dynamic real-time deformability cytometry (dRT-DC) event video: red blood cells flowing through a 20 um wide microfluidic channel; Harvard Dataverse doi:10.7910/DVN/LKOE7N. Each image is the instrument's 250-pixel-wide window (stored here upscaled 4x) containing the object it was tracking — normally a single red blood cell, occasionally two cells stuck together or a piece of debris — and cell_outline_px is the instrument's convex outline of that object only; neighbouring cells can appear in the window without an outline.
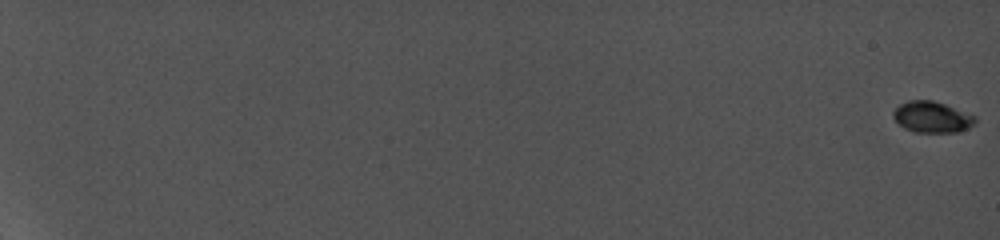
{"species": "common noctule bat (a hibernating species)", "species_latin": "Nyctalus noctula", "temperature_condition": "cold", "stored_images_in_passage": 54, "camera_frame_rate_fps": 5000, "um_per_image_px": 0.085, "animal": {"sex": "female", "body_mass_g": 19.0, "forearm_length_mm": 56.7}, "frame": {"image": 1, "passage_image": 1, "time_ms": 0.0, "image_size_px": [1000, 240], "cell_outline_px": [[976, 120], [968, 128], [956, 132], [916, 132], [904, 128], [892, 116], [892, 112], [900, 104], [908, 100], [932, 100], [944, 104], [976, 116]], "centroid_in_image_um": [79.2, 9.94], "position_along_channel_um": 5.8, "area_um2": 14.68}}
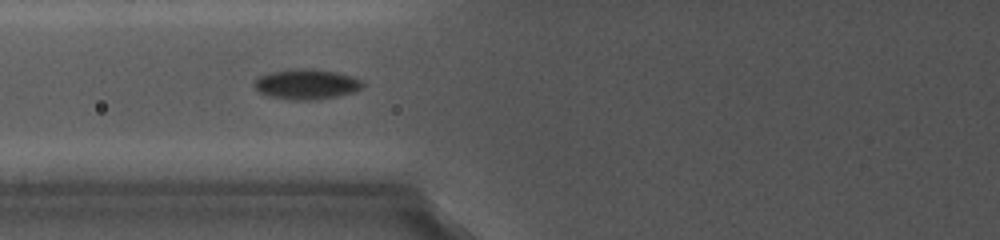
{"frame": {"image": 2, "passage_image": 26, "time_ms": 10.0, "image_size_px": [1000, 240], "cell_outline_px": [[364, 84], [360, 88], [352, 92], [336, 96], [312, 100], [292, 100], [268, 96], [260, 92], [252, 84], [252, 80], [268, 72], [292, 68], [316, 68], [336, 72], [352, 76], [364, 80]], "centroid_in_image_um": [26.01, 7.13], "position_along_channel_um": 99.8, "area_um2": 19.36}}
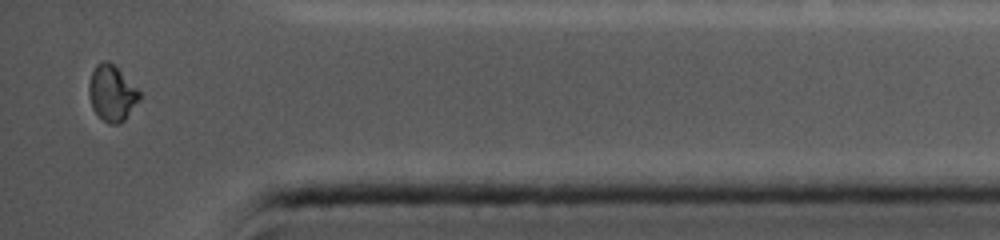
{"frame": {"image": 3, "passage_image": 54, "time_ms": 18.6, "image_size_px": [1000, 240], "cell_outline_px": [[140, 100], [124, 120], [120, 124], [108, 124], [92, 108], [88, 92], [88, 84], [92, 72], [96, 64], [104, 60], [108, 60], [140, 92]], "centroid_in_image_um": [9.49, 7.94], "position_along_channel_um": 425.7, "area_um2": 16.18}, "authors_computed_cell_mechanics": {"area_um2": 16.5308, "velocity_mm_per_s": 3.8363, "shape_relaxation_time_tau1_ms": 4.6996, "shape_relaxation_time_tau2_ms": null, "deformation_change_tau1": 0.1236, "deformation_change_tau2": null}}